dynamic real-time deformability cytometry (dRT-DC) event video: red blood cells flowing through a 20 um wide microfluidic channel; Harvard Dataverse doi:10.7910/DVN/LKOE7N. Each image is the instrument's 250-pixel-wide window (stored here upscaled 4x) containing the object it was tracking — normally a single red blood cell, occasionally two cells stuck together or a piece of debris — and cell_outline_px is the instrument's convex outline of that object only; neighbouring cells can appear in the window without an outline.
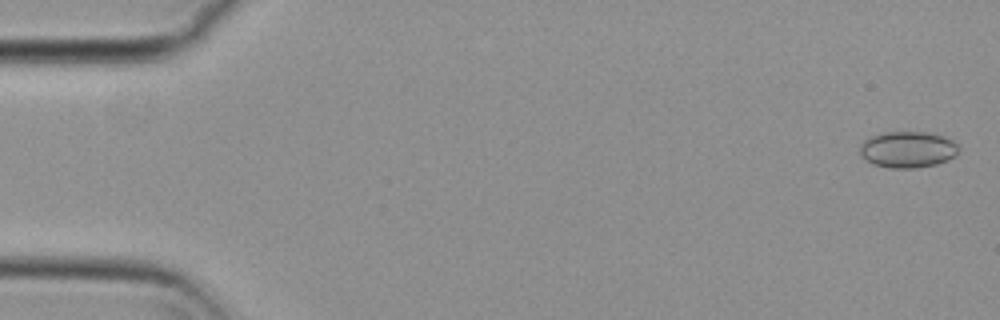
{"species": "common noctule bat (a hibernating species)", "species_latin": "Nyctalus noctula", "temperature_condition": "cold", "stored_images_in_passage": 17, "camera_frame_rate_fps": 3000, "um_per_image_px": 0.085, "animal": {"sex": "female", "body_mass_g": 29.2, "forearm_length_mm": 56.3}, "frame": {"image": 1, "passage_image": 1, "time_ms": 0.0, "image_size_px": [1000, 320], "cell_outline_px": [[960, 148], [956, 156], [948, 160], [936, 164], [916, 168], [888, 168], [872, 164], [860, 156], [860, 144], [864, 140], [872, 136], [884, 132], [928, 132], [944, 136], [952, 140]], "centroid_in_image_um": [77.16, 12.71], "position_along_channel_um": 7.8, "area_um2": 21.15}}
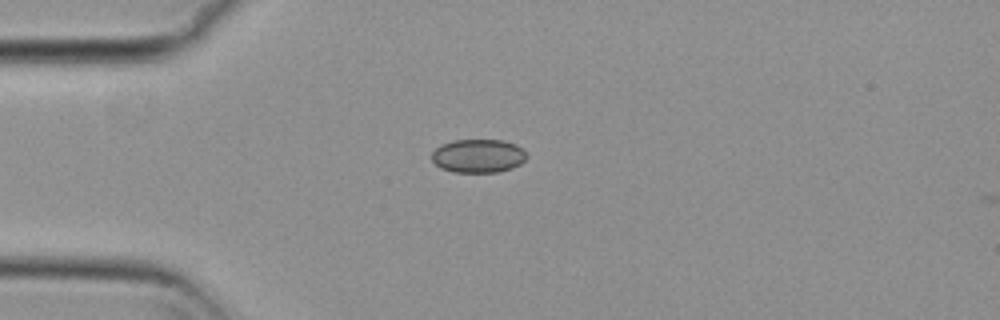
{"frame": {"image": 2, "passage_image": 14, "time_ms": 4.333, "image_size_px": [1000, 320], "cell_outline_px": [[528, 156], [520, 164], [512, 168], [496, 172], [452, 172], [440, 168], [432, 160], [432, 152], [440, 144], [452, 140], [504, 140], [516, 144]], "centroid_in_image_um": [40.62, 13.25], "position_along_channel_um": 44.4, "area_um2": 18.61}}